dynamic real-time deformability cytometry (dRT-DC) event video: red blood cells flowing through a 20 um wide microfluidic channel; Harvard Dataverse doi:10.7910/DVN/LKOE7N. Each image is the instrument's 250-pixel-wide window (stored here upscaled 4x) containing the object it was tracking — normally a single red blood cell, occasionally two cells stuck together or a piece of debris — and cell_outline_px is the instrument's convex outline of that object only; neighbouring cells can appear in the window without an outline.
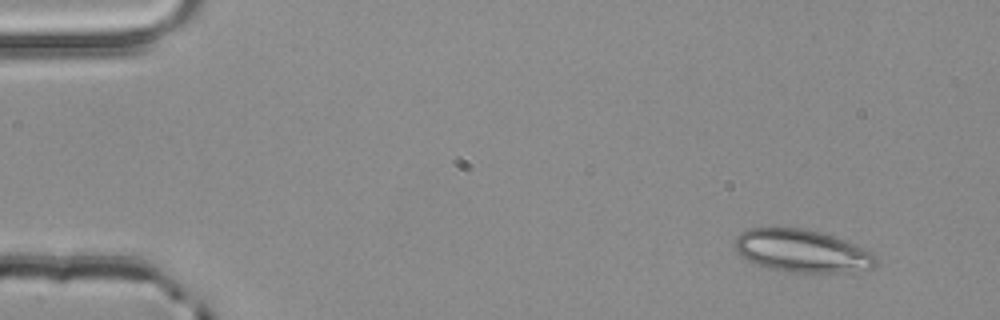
{"species": "common noctule bat (a hibernating species)", "species_latin": "Nyctalus noctula", "temperature_condition": "room temperature", "stored_images_in_passage": 4, "camera_frame_rate_fps": 3000, "um_per_image_px": 0.085, "animal": {"sex": "male", "body_mass_g": 20.4}, "frame": {"image": 1, "passage_image": 1, "time_ms": 0.0, "image_size_px": [1000, 320], "cell_outline_px": [[876, 264], [872, 268], [852, 272], [796, 272], [772, 268], [756, 264], [740, 256], [732, 248], [736, 236], [740, 232], [748, 228], [804, 228], [820, 232], [856, 244], [872, 252], [876, 256]], "centroid_in_image_um": [68.14, 21.32], "position_along_channel_um": 16.9, "area_um2": 35.14}}